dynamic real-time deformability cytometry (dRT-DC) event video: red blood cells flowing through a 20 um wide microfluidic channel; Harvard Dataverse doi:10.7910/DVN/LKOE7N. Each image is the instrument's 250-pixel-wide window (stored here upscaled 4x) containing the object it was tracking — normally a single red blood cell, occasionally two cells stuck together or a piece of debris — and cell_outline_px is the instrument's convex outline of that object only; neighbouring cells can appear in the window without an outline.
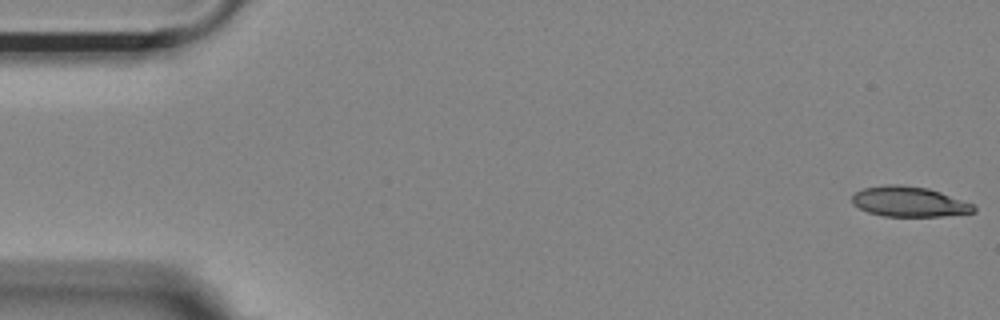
{"species": "Egyptian fruit bat (a non-hibernating species)", "species_latin": "Rousettus aegyptiacus", "temperature_condition": "room temperature", "stored_images_in_passage": 54, "camera_frame_rate_fps": 3000, "um_per_image_px": 0.085, "animal": {"sex": "female"}, "frame": {"image": 1, "passage_image": 1, "time_ms": 0.0, "image_size_px": [1000, 320], "cell_outline_px": [[976, 212], [944, 216], [884, 216], [868, 212], [852, 204], [852, 196], [856, 192], [864, 188], [888, 184], [896, 184], [928, 188], [940, 192], [972, 204], [976, 208]], "centroid_in_image_um": [77.26, 17.14], "position_along_channel_um": 7.7, "area_um2": 21.21}}
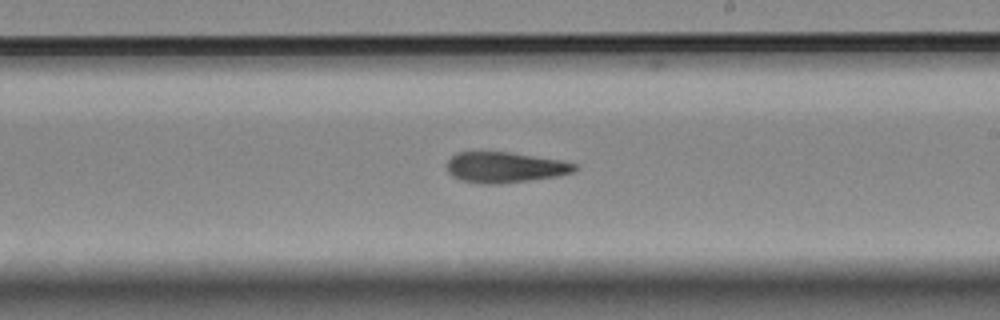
{"frame": {"image": 2, "passage_image": 31, "time_ms": 10.0, "image_size_px": [1000, 320], "cell_outline_px": [[576, 168], [572, 172], [556, 176], [528, 180], [496, 184], [488, 184], [460, 180], [452, 176], [448, 172], [448, 160], [456, 152], [508, 152], [560, 160], [576, 164]], "centroid_in_image_um": [42.88, 14.22], "position_along_channel_um": 246.1, "area_um2": 22.43}}
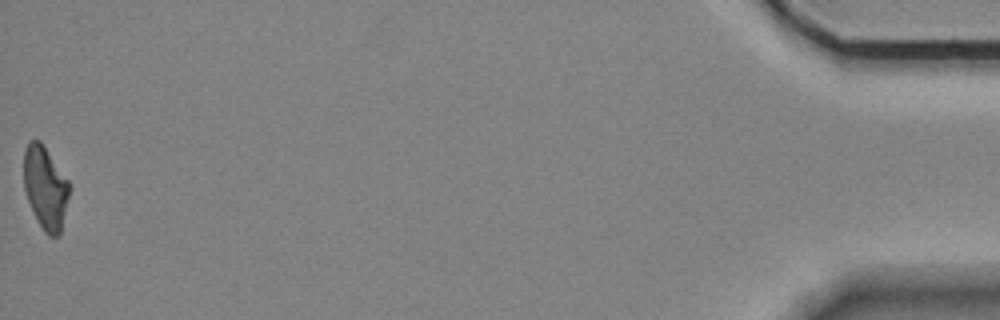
{"frame": {"image": 3, "passage_image": 54, "time_ms": 17.667, "image_size_px": [1000, 320], "cell_outline_px": [[68, 196], [60, 236], [48, 236], [44, 232], [28, 200], [24, 188], [24, 148], [28, 140], [40, 140], [68, 180]], "centroid_in_image_um": [3.84, 15.93], "position_along_channel_um": 431.4, "area_um2": 21.62}, "authors_computed_cell_mechanics": {"area_um2": 22.9466, "velocity_mm_per_s": 3.6854, "shape_relaxation_time_tau1_ms": null, "shape_relaxation_time_tau2_ms": 6.6497, "deformation_change_tau1": null, "deformation_change_tau2": 0.174}}